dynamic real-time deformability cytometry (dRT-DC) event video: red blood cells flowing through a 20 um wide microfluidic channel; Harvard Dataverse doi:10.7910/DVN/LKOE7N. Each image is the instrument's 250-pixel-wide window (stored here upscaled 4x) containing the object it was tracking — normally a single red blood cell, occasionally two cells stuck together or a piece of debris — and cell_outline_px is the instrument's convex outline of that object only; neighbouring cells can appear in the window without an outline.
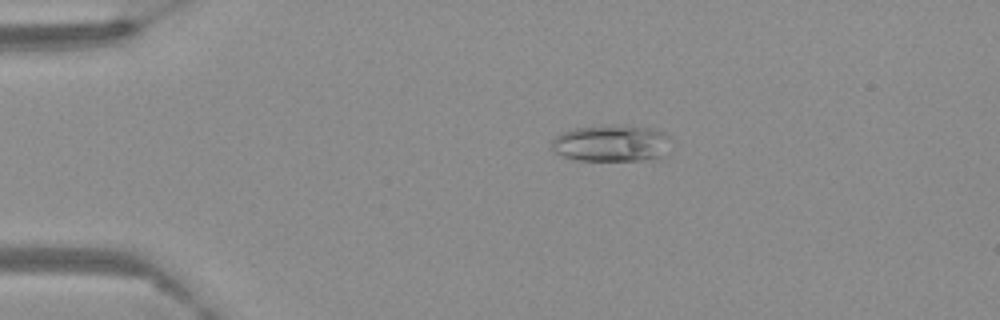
{"species": "Egyptian fruit bat (a non-hibernating species)", "species_latin": "Rousettus aegyptiacus", "temperature_condition": "warm", "stored_images_in_passage": 62, "camera_frame_rate_fps": 3000, "um_per_image_px": 0.085, "frame": {"image": 1, "passage_image": 14, "time_ms": 4.333, "image_size_px": [1000, 320], "cell_outline_px": [[672, 136], [660, 160], [580, 160], [564, 156], [556, 152], [552, 148], [552, 140], [556, 136], [564, 132], [576, 128], [648, 128]], "centroid_in_image_um": [52.0, 12.24], "position_along_channel_um": 33.0, "area_um2": 24.33}}
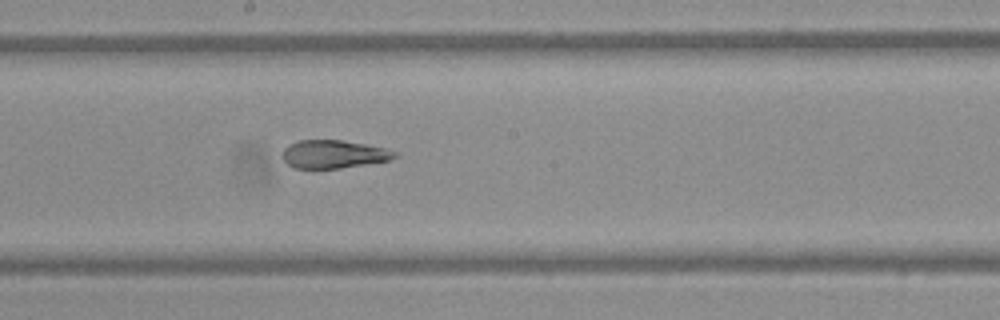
{"frame": {"image": 2, "passage_image": 35, "time_ms": 11.333, "image_size_px": [1000, 320], "cell_outline_px": [[396, 156], [388, 160], [340, 168], [292, 168], [284, 160], [284, 148], [288, 144], [300, 140], [340, 140], [364, 144], [384, 148], [396, 152]], "centroid_in_image_um": [28.31, 13.1], "position_along_channel_um": 219.9, "area_um2": 18.03}}
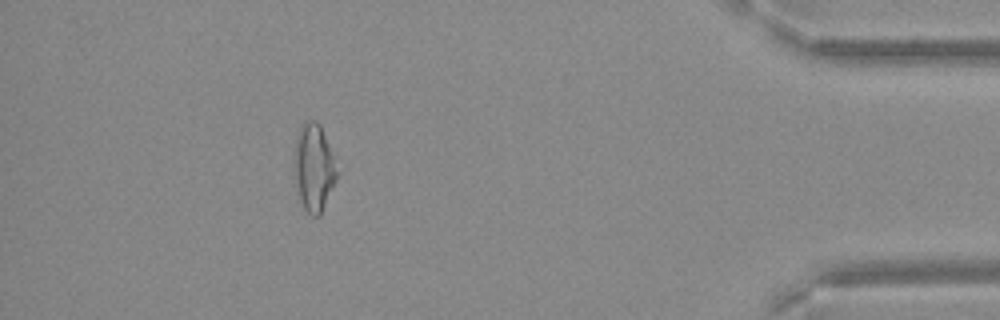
{"frame": {"image": 3, "passage_image": 56, "time_ms": 18.333, "image_size_px": [1000, 320], "cell_outline_px": [[340, 172], [320, 216], [312, 216], [304, 208], [300, 200], [296, 184], [292, 164], [296, 136], [304, 120], [316, 120], [320, 124]], "centroid_in_image_um": [26.67, 14.23], "position_along_channel_um": 408.5, "area_um2": 22.2}}